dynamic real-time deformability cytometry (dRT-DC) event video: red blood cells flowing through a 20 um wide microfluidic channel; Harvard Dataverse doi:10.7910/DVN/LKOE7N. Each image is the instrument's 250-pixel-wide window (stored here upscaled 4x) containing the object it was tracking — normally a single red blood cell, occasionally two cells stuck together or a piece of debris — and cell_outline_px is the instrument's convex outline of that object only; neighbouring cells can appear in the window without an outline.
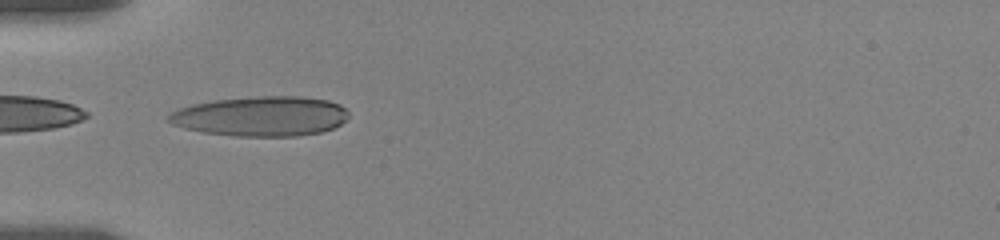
{"species": "human", "species_latin": "Homo sapiens", "temperature_condition": "room temperature", "stored_images_in_passage": 8, "camera_frame_rate_fps": 3000, "um_per_image_px": 0.085, "donor": {"sex": "female"}, "frame": {"image": 1, "passage_image": 7, "time_ms": 5.333, "image_size_px": [1000, 240], "cell_outline_px": [[348, 116], [340, 124], [332, 128], [320, 132], [296, 136], [236, 136], [204, 132], [184, 128], [172, 124], [164, 120], [176, 108], [192, 104], [216, 100], [256, 96], [300, 96], [328, 100], [340, 104], [348, 112]], "centroid_in_image_um": [22.15, 9.87], "position_along_channel_um": 62.9, "area_um2": 41.85}}
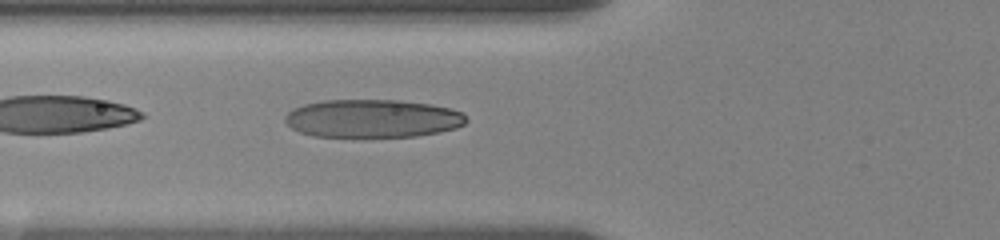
{"frame": {"image": 2, "passage_image": 8, "time_ms": 6.333, "image_size_px": [1000, 240], "cell_outline_px": [[468, 120], [464, 124], [456, 128], [440, 132], [416, 136], [312, 136], [300, 132], [292, 128], [284, 120], [284, 116], [292, 108], [304, 104], [324, 100], [400, 100], [432, 104], [452, 108], [464, 112]], "centroid_in_image_um": [31.7, 10.06], "position_along_channel_um": 94.1, "area_um2": 40.46}}